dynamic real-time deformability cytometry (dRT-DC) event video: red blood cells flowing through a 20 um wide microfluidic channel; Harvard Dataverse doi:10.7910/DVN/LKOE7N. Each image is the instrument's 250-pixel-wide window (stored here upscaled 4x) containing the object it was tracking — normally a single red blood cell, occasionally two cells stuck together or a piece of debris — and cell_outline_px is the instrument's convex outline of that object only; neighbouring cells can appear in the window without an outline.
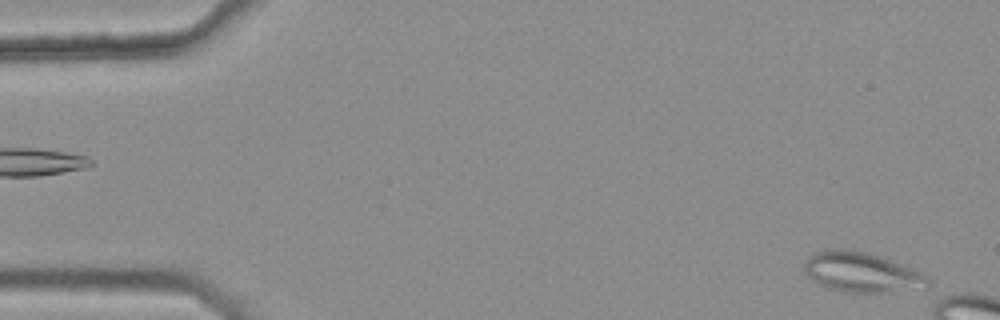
{"species": "common noctule bat (a hibernating species)", "species_latin": "Nyctalus noctula", "temperature_condition": "warm", "stored_images_in_passage": 10, "camera_frame_rate_fps": 3000, "um_per_image_px": 0.085, "animal": {"sex": "female", "body_mass_g": 25.1}, "frame": {"image": 1, "passage_image": 2, "time_ms": 0.333, "image_size_px": [1000, 320], "cell_outline_px": [[928, 284], [880, 292], [844, 292], [824, 288], [812, 280], [808, 276], [804, 268], [804, 264], [808, 256], [812, 252], [828, 248], [844, 248], [868, 252], [920, 272], [928, 280]], "centroid_in_image_um": [73.03, 23.1], "position_along_channel_um": 12.0, "area_um2": 28.09}}